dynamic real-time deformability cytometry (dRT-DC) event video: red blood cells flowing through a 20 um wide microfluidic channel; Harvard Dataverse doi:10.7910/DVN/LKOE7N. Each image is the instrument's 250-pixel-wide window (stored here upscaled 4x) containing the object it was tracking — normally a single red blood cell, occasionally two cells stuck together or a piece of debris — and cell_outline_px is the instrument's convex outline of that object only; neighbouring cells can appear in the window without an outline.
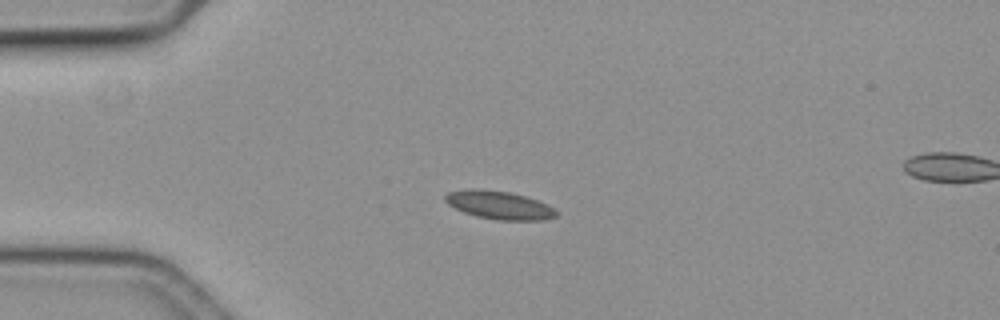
{"species": "common noctule bat (a hibernating species)", "species_latin": "Nyctalus noctula", "temperature_condition": "cold", "stored_images_in_passage": 45, "segment_of_instrument_passage": [1, 2], "camera_frame_rate_fps": 3000, "um_per_image_px": 0.085, "animal": {"sex": "female", "body_mass_g": 19.3, "forearm_length_mm": 54.1}, "frame": {"image": 1, "passage_image": 1, "time_ms": 0.0, "image_size_px": [1000, 320], "cell_outline_px": [[560, 212], [556, 216], [544, 220], [496, 220], [476, 216], [464, 212], [448, 204], [444, 200], [444, 196], [448, 192], [468, 188], [480, 188], [512, 192], [548, 204], [556, 208]], "centroid_in_image_um": [42.45, 17.42], "position_along_channel_um": 42.5, "area_um2": 18.55}}
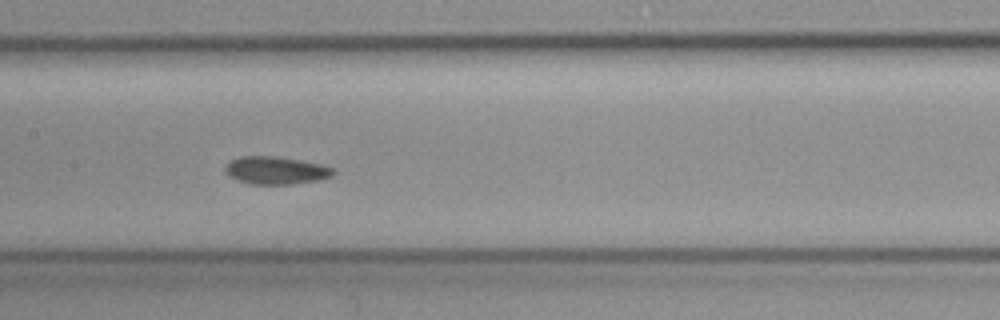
{"frame": {"image": 2, "passage_image": 15, "time_ms": 4.667, "image_size_px": [1000, 320], "cell_outline_px": [[336, 172], [332, 176], [320, 180], [292, 184], [248, 184], [236, 180], [228, 176], [224, 172], [224, 168], [232, 160], [240, 156], [272, 156], [300, 160], [324, 164], [336, 168]], "centroid_in_image_um": [23.48, 14.49], "position_along_channel_um": 183.9, "area_um2": 17.74}}
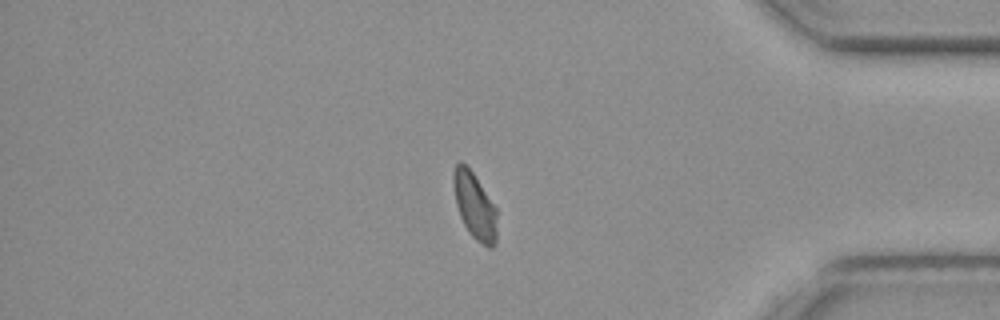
{"frame": {"image": 3, "passage_image": 35, "time_ms": 11.333, "image_size_px": [1000, 320], "cell_outline_px": [[496, 244], [492, 248], [488, 248], [476, 240], [468, 232], [460, 216], [456, 204], [452, 184], [452, 172], [456, 164], [460, 160], [472, 172], [496, 208]], "centroid_in_image_um": [40.32, 17.51], "position_along_channel_um": 394.9, "area_um2": 16.82}}